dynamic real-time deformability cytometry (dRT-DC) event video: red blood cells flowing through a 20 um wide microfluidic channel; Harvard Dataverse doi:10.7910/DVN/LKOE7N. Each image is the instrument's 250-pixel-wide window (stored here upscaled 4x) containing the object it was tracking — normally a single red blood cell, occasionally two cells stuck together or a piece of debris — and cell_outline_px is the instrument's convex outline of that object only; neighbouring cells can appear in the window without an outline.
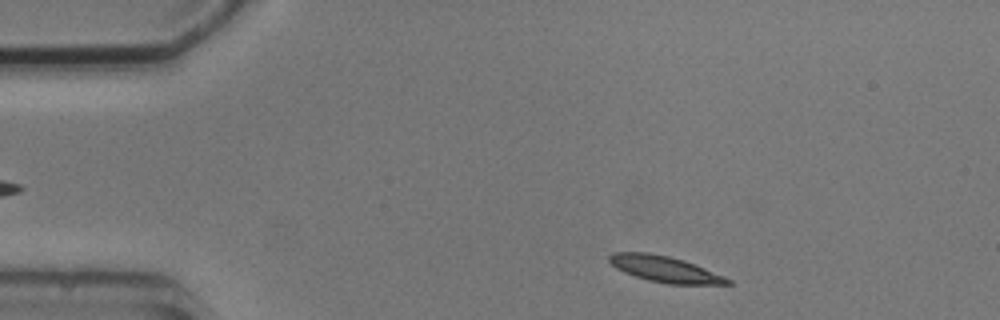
{"species": "common noctule bat (a hibernating species)", "species_latin": "Nyctalus noctula", "temperature_condition": "cold", "stored_images_in_passage": 3, "camera_frame_rate_fps": 3000, "um_per_image_px": 0.085, "animal": {"sex": "male", "body_mass_g": 20.5, "forearm_length_mm": 52.5}, "frame": {"image": 1, "passage_image": 1, "time_ms": 0.0, "image_size_px": [1000, 320], "cell_outline_px": [[732, 284], [668, 284], [648, 280], [624, 272], [616, 268], [608, 260], [608, 256], [612, 252], [648, 252], [668, 256], [684, 260], [724, 276], [732, 280]], "centroid_in_image_um": [56.49, 22.87], "position_along_channel_um": 28.5, "area_um2": 17.86}}
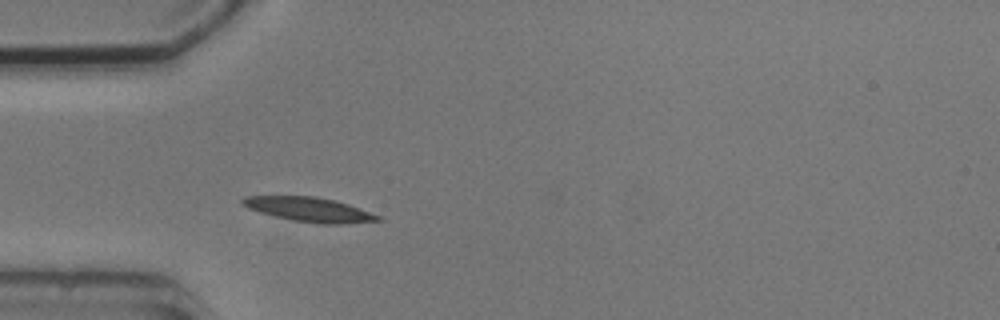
{"frame": {"image": 2, "passage_image": 3, "time_ms": 2.333, "image_size_px": [1000, 320], "cell_outline_px": [[384, 220], [344, 224], [324, 224], [292, 220], [260, 212], [248, 208], [240, 200], [244, 196], [316, 196], [336, 200], [348, 204], [380, 216]], "centroid_in_image_um": [26.32, 17.8], "position_along_channel_um": 58.7, "area_um2": 19.13}}